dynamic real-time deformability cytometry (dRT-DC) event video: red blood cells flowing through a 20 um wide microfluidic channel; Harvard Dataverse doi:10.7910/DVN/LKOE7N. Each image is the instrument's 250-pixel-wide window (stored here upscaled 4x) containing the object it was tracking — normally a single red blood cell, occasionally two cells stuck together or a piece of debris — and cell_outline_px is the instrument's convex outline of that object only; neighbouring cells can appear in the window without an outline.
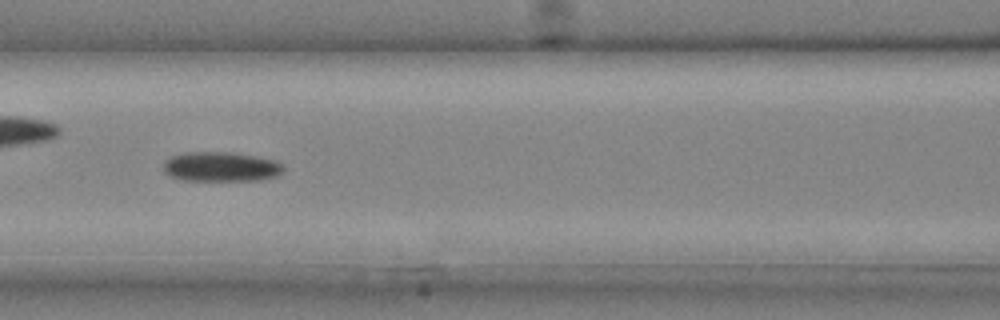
{"species": "common noctule bat (a hibernating species)", "species_latin": "Nyctalus noctula", "temperature_condition": "cold", "stored_images_in_passage": 31, "camera_frame_rate_fps": 3000, "um_per_image_px": 0.085, "animal": {"sex": "male", "body_mass_g": 20.4}, "frame": {"image": 1, "passage_image": 14, "time_ms": 4.333, "image_size_px": [1000, 320], "cell_outline_px": [[284, 172], [276, 176], [260, 180], [184, 180], [168, 176], [164, 172], [164, 160], [172, 156], [184, 152], [232, 152], [260, 156], [276, 160], [284, 164]], "centroid_in_image_um": [18.82, 14.16], "position_along_channel_um": 147.8, "area_um2": 21.1}}
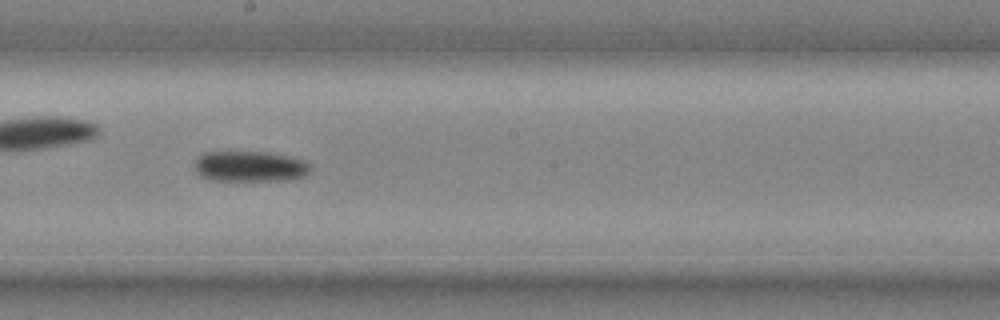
{"frame": {"image": 2, "passage_image": 18, "time_ms": 5.667, "image_size_px": [1000, 320], "cell_outline_px": [[308, 172], [304, 176], [292, 180], [216, 180], [200, 176], [196, 172], [192, 164], [204, 152], [268, 152], [288, 156], [304, 160], [308, 164]], "centroid_in_image_um": [21.21, 14.14], "position_along_channel_um": 227.0, "area_um2": 20.58}}
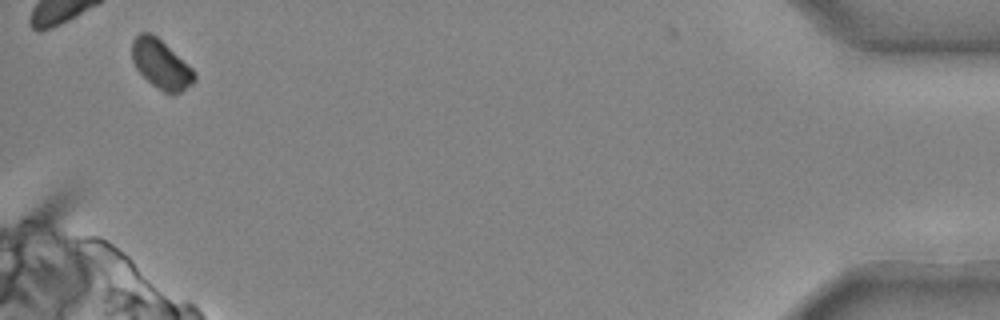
{"frame": {"image": 3, "passage_image": 31, "time_ms": 10.0, "image_size_px": [1000, 320], "cell_outline_px": [[196, 80], [192, 84], [180, 92], [172, 96], [164, 92], [152, 84], [136, 68], [132, 60], [132, 40], [140, 32], [152, 32], [192, 68], [196, 72]], "centroid_in_image_um": [13.7, 5.46], "position_along_channel_um": 421.5, "area_um2": 17.8}}